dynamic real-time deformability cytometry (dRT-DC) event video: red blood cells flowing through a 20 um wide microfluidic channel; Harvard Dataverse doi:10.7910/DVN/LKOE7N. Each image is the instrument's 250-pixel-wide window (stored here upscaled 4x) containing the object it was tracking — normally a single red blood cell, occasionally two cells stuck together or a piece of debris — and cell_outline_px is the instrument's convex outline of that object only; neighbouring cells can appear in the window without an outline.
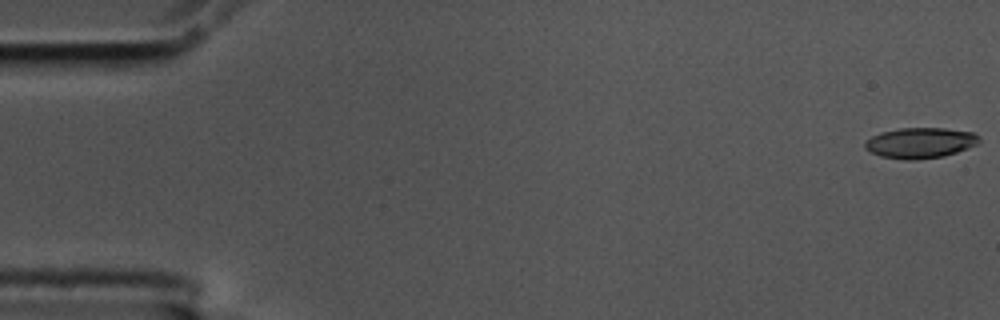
{"species": "common noctule bat (a hibernating species)", "species_latin": "Nyctalus noctula", "temperature_condition": "cold", "stored_images_in_passage": 58, "camera_frame_rate_fps": 3000, "um_per_image_px": 0.085, "animal": {"sex": "male", "body_mass_g": 17.5, "forearm_length_mm": 52.3}, "frame": {"image": 1, "passage_image": 1, "time_ms": 0.0, "image_size_px": [1000, 320], "cell_outline_px": [[980, 140], [976, 144], [968, 148], [944, 156], [916, 160], [904, 160], [880, 156], [864, 148], [864, 140], [880, 132], [900, 128], [944, 128], [972, 132], [980, 136]], "centroid_in_image_um": [78.19, 12.14], "position_along_channel_um": 6.8, "area_um2": 20.46}}
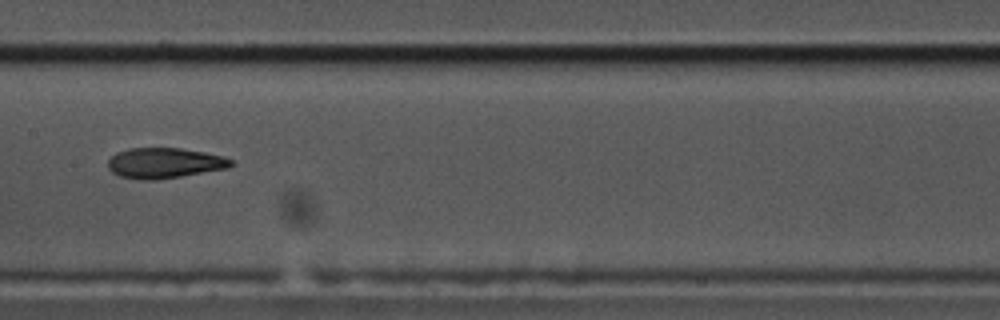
{"frame": {"image": 2, "passage_image": 29, "time_ms": 9.333, "image_size_px": [1000, 320], "cell_outline_px": [[232, 164], [228, 168], [180, 176], [152, 180], [144, 180], [120, 176], [112, 172], [108, 168], [108, 160], [116, 152], [128, 148], [180, 148], [204, 152], [220, 156], [232, 160]], "centroid_in_image_um": [13.93, 13.85], "position_along_channel_um": 193.5, "area_um2": 21.56}}
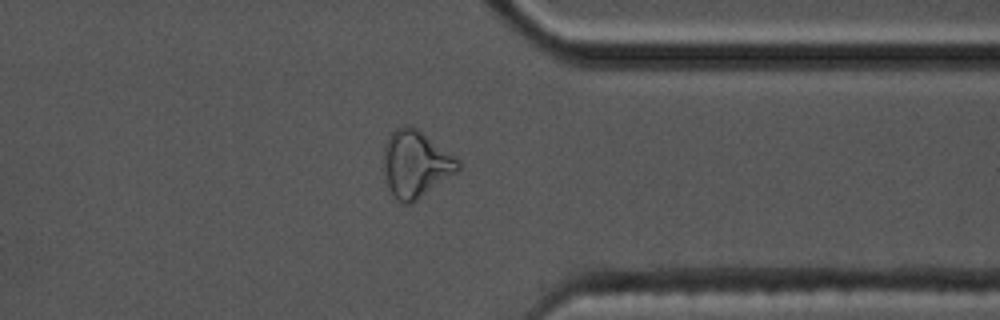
{"frame": {"image": 3, "passage_image": 45, "time_ms": 14.667, "image_size_px": [1000, 320], "cell_outline_px": [[460, 168], [456, 172], [412, 204], [400, 204], [396, 200], [388, 184], [384, 172], [384, 144], [388, 136], [396, 128], [408, 124], [416, 128], [456, 156], [460, 160]], "centroid_in_image_um": [35.33, 13.94], "position_along_channel_um": 376.1, "area_um2": 28.96}, "authors_computed_cell_mechanics": {"area_um2": 21.7906, "velocity_mm_per_s": 3.5181, "shape_relaxation_time_tau1_ms": null, "shape_relaxation_time_tau2_ms": 5.2317, "deformation_change_tau1": null, "deformation_change_tau2": 0.1484}}